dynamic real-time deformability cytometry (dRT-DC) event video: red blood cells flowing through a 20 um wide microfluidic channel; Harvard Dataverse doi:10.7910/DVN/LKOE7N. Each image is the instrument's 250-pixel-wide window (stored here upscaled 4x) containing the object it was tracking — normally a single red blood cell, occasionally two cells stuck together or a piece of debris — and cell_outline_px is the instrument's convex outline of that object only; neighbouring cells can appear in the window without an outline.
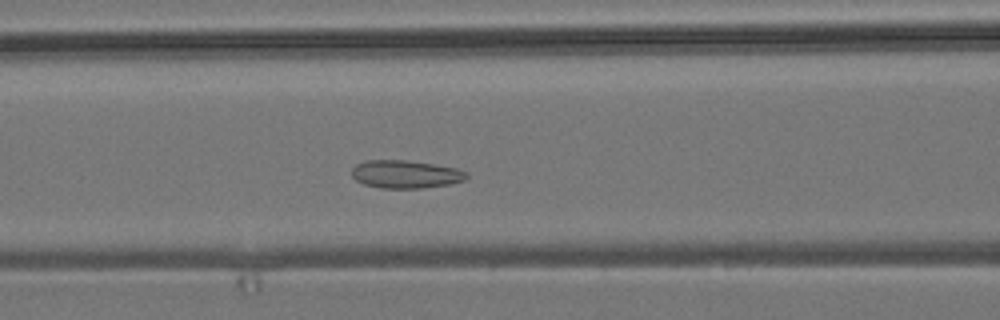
{"species": "common noctule bat (a hibernating species)", "species_latin": "Nyctalus noctula", "temperature_condition": "room temperature", "stored_images_in_passage": 49, "camera_frame_rate_fps": 3000, "um_per_image_px": 0.085, "animal": {"sex": "male", "body_mass_g": 19.2, "forearm_length_mm": 51.8}, "frame": {"image": 1, "passage_image": 17, "time_ms": 5.333, "image_size_px": [1000, 320], "cell_outline_px": [[468, 176], [464, 180], [448, 184], [424, 188], [380, 188], [364, 184], [356, 180], [352, 176], [352, 168], [356, 164], [364, 160], [408, 160], [456, 168], [468, 172]], "centroid_in_image_um": [34.45, 14.8], "position_along_channel_um": 132.1, "area_um2": 18.73}}
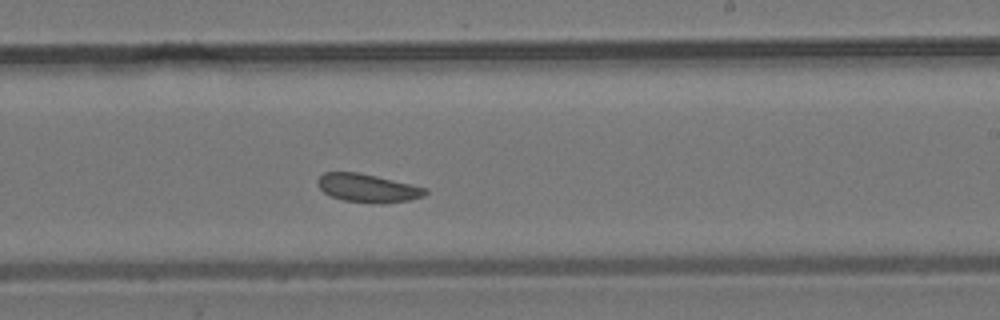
{"frame": {"image": 2, "passage_image": 27, "time_ms": 8.667, "image_size_px": [1000, 320], "cell_outline_px": [[428, 192], [424, 196], [408, 200], [344, 200], [332, 196], [324, 192], [320, 188], [316, 180], [324, 172], [356, 172], [376, 176], [428, 188]], "centroid_in_image_um": [31.22, 15.92], "position_along_channel_um": 257.8, "area_um2": 16.7}}
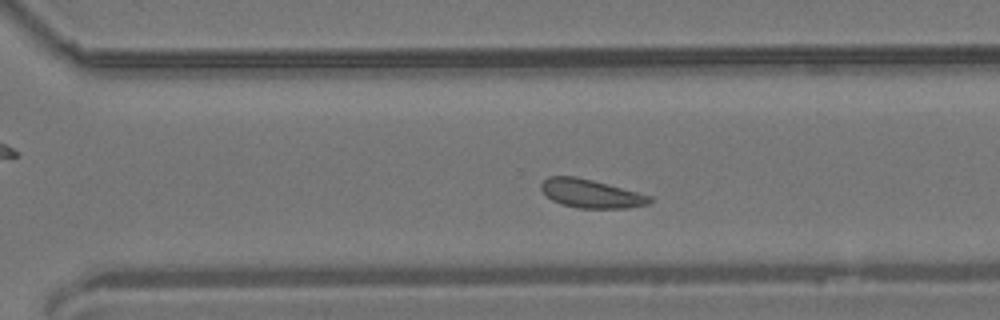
{"frame": {"image": 3, "passage_image": 32, "time_ms": 10.333, "image_size_px": [1000, 320], "cell_outline_px": [[652, 204], [628, 208], [576, 208], [560, 204], [552, 200], [540, 188], [540, 184], [548, 176], [576, 176], [592, 180], [652, 196]], "centroid_in_image_um": [50.24, 16.46], "position_along_channel_um": 320.4, "area_um2": 18.09}, "authors_computed_cell_mechanics": {"area_um2": 18.1492, "velocity_mm_per_s": 3.778, "shape_relaxation_time_tau1_ms": null, "shape_relaxation_time_tau2_ms": 3.6669, "deformation_change_tau1": null, "deformation_change_tau2": 0.0949}}